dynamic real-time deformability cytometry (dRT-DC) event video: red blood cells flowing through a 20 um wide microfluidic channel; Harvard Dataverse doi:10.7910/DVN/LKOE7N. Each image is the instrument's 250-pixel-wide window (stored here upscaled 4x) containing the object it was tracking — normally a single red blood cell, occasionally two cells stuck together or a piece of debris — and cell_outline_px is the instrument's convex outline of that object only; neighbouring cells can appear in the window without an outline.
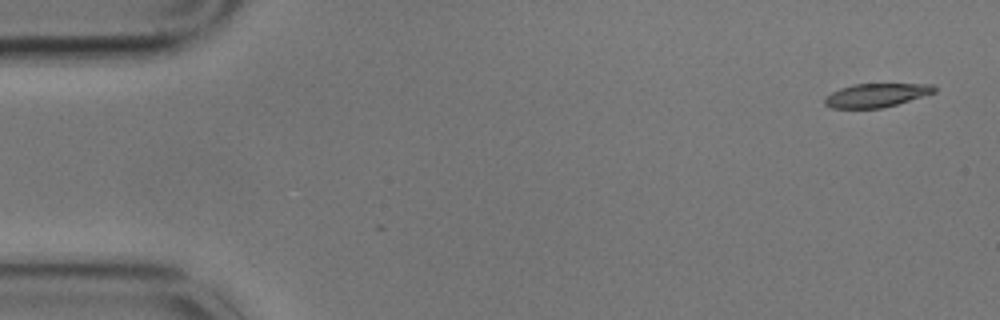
{"species": "common noctule bat (a hibernating species)", "species_latin": "Nyctalus noctula", "temperature_condition": "cold", "stored_images_in_passage": 3, "camera_frame_rate_fps": 3000, "um_per_image_px": 0.085, "animal": {"sex": "male", "body_mass_g": 17.9}, "frame": {"image": 1, "passage_image": 1, "time_ms": 0.0, "image_size_px": [1000, 320], "cell_outline_px": [[936, 92], [896, 104], [880, 108], [832, 108], [824, 104], [824, 96], [840, 88], [852, 84], [932, 84], [936, 88]], "centroid_in_image_um": [74.44, 8.09], "position_along_channel_um": 10.6, "area_um2": 15.03}}